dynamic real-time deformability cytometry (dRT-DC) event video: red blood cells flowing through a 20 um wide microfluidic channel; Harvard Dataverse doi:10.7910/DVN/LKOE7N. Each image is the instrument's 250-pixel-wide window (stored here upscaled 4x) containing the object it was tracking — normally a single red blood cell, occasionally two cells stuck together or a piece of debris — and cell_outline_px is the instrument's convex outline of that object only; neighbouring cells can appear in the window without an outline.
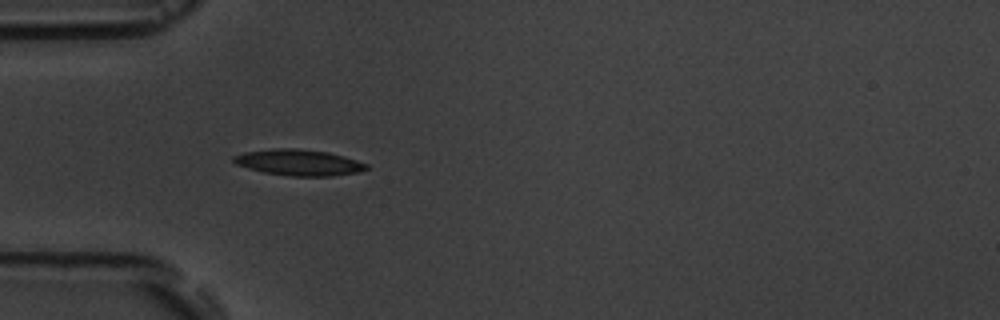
{"species": "common noctule bat (a hibernating species)", "species_latin": "Nyctalus noctula", "temperature_condition": "room temperature", "stored_images_in_passage": 2, "camera_frame_rate_fps": 3000, "um_per_image_px": 0.085, "animal": {"sex": "male", "body_mass_g": 19.5, "forearm_length_mm": 54.6}, "frame": {"image": 1, "passage_image": 1, "time_ms": 0.0, "image_size_px": [1000, 320], "cell_outline_px": [[368, 168], [356, 172], [332, 176], [288, 176], [264, 172], [248, 168], [236, 164], [232, 160], [232, 156], [244, 152], [272, 148], [296, 148], [328, 152], [344, 156], [368, 164]], "centroid_in_image_um": [25.36, 13.8], "position_along_channel_um": 59.6, "area_um2": 20.17}}
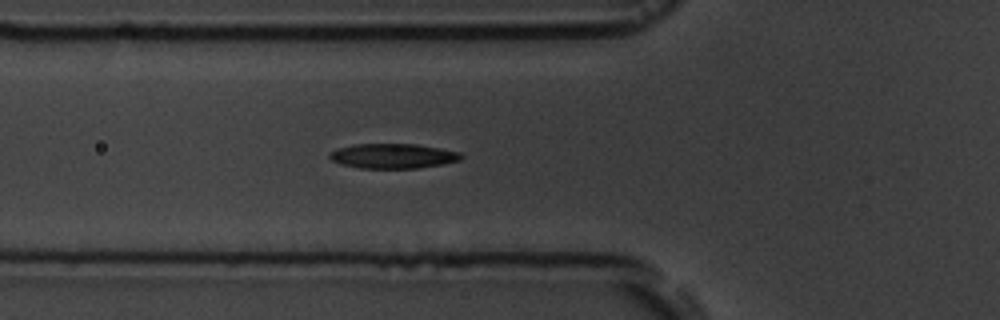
{"frame": {"image": 2, "passage_image": 2, "time_ms": 1.0, "image_size_px": [1000, 320], "cell_outline_px": [[464, 156], [460, 160], [444, 164], [420, 168], [360, 168], [340, 164], [332, 160], [328, 156], [328, 152], [336, 148], [352, 144], [416, 144], [440, 148], [460, 152]], "centroid_in_image_um": [33.38, 13.26], "position_along_channel_um": 92.4, "area_um2": 19.25}}